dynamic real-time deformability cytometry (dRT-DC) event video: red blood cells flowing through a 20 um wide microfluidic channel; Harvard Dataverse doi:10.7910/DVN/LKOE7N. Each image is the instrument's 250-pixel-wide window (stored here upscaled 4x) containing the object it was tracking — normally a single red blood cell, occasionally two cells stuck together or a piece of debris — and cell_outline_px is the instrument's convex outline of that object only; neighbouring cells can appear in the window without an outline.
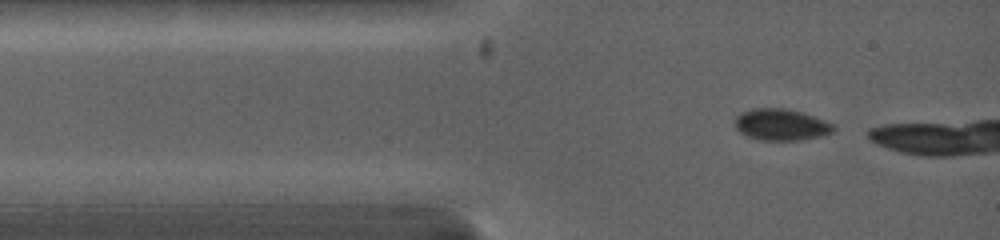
{"species": "common noctule bat (a hibernating species)", "species_latin": "Nyctalus noctula", "temperature_condition": "warm", "stored_images_in_passage": 8, "camera_frame_rate_fps": 5000, "um_per_image_px": 0.085, "animal": {"sex": "female", "body_mass_g": 19.0, "forearm_length_mm": 53.3}, "frame": {"image": 1, "passage_image": 1, "time_ms": 0.0, "image_size_px": [1000, 240], "cell_outline_px": [[836, 128], [832, 132], [820, 136], [800, 140], [760, 140], [748, 136], [740, 132], [736, 128], [736, 116], [740, 112], [752, 108], [784, 108], [800, 112], [824, 120], [832, 124]], "centroid_in_image_um": [66.37, 10.59], "position_along_channel_um": 18.6, "area_um2": 17.92}}
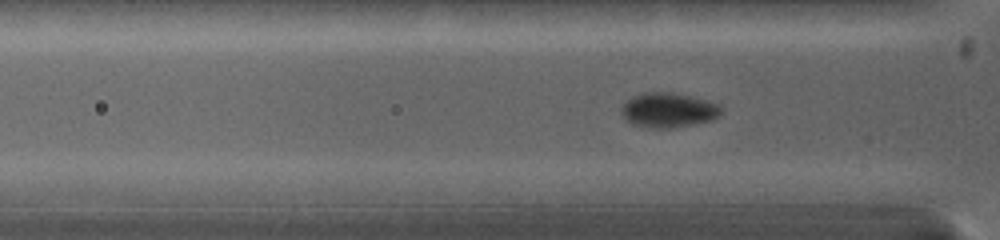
{"frame": {"image": 2, "passage_image": 7, "time_ms": 1.8, "image_size_px": [1000, 240], "cell_outline_px": [[720, 112], [712, 120], [672, 128], [656, 128], [632, 124], [620, 112], [620, 108], [632, 96], [644, 92], [672, 92], [708, 100], [720, 104]], "centroid_in_image_um": [56.8, 9.34], "position_along_channel_um": 69.0, "area_um2": 20.0}}